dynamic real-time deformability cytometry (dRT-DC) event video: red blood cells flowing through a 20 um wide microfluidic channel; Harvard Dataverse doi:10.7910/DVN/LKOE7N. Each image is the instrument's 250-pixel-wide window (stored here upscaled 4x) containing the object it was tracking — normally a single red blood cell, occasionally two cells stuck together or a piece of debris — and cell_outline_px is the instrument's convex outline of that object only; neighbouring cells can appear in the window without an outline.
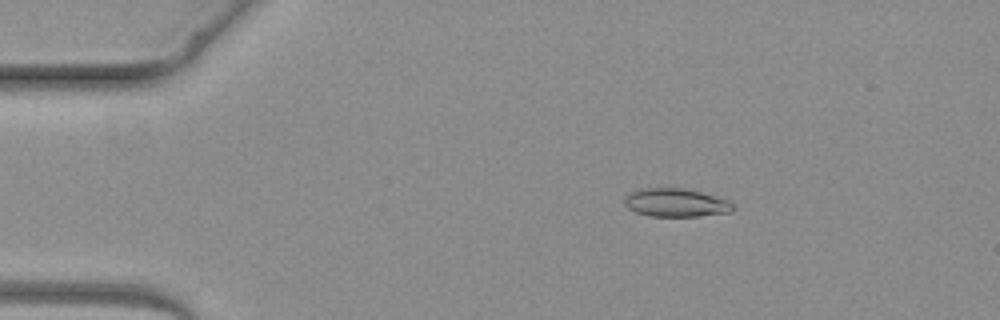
{"species": "common noctule bat (a hibernating species)", "species_latin": "Nyctalus noctula", "temperature_condition": "warm", "stored_images_in_passage": 4, "camera_frame_rate_fps": 3000, "um_per_image_px": 0.085, "animal": {"sex": "female", "body_mass_g": 19.3, "forearm_length_mm": 54.1}, "frame": {"image": 1, "passage_image": 3, "time_ms": 2.333, "image_size_px": [1000, 320], "cell_outline_px": [[736, 208], [732, 212], [696, 216], [648, 216], [636, 212], [628, 208], [624, 204], [624, 200], [636, 188], [680, 188], [700, 192], [728, 200]], "centroid_in_image_um": [57.44, 17.23], "position_along_channel_um": 27.6, "area_um2": 17.8}}